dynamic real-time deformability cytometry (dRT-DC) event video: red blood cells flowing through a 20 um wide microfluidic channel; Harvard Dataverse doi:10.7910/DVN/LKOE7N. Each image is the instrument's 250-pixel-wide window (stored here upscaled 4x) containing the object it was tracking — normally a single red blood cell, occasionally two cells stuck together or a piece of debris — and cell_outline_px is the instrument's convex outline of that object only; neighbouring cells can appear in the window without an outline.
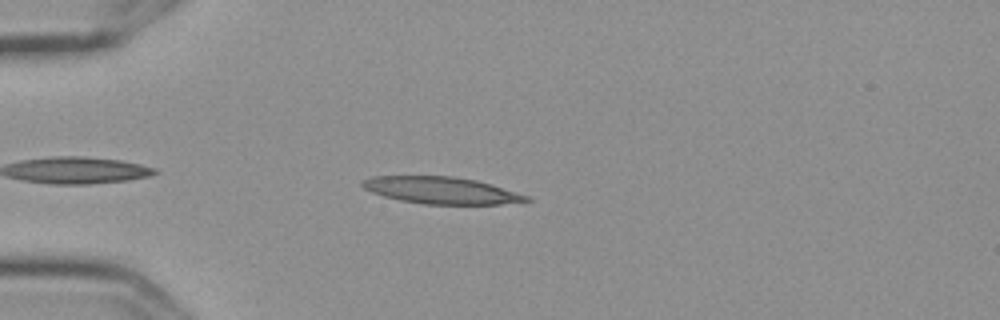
{"species": "Egyptian fruit bat (a non-hibernating species)", "species_latin": "Rousettus aegyptiacus", "temperature_condition": "cold", "stored_images_in_passage": 5, "camera_frame_rate_fps": 3000, "um_per_image_px": 0.085, "frame": {"image": 1, "passage_image": 5, "time_ms": 1.333, "image_size_px": [1000, 320], "cell_outline_px": [[532, 200], [500, 204], [424, 204], [400, 200], [384, 196], [372, 192], [364, 188], [360, 184], [360, 180], [372, 176], [452, 176], [476, 180], [492, 184], [528, 196]], "centroid_in_image_um": [37.47, 16.17], "position_along_channel_um": 47.5, "area_um2": 25.61}}